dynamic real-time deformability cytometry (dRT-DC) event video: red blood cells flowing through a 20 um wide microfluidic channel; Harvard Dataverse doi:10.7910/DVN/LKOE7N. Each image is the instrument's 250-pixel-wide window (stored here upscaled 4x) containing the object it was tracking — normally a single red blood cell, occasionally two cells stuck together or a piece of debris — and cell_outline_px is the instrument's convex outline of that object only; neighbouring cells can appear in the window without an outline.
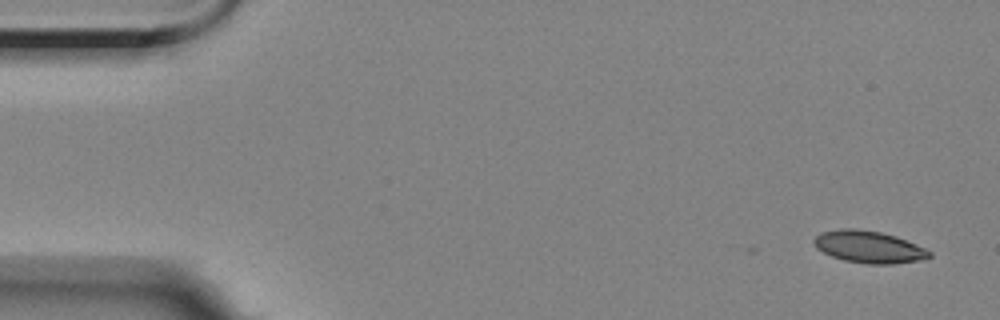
{"species": "Egyptian fruit bat (a non-hibernating species)", "species_latin": "Rousettus aegyptiacus", "temperature_condition": "room temperature", "stored_images_in_passage": 5, "segment_of_instrument_passage": [2, 2], "camera_frame_rate_fps": 3000, "um_per_image_px": 0.085, "animal": {"sex": "female"}, "frame": {"image": 1, "passage_image": 5, "time_ms": 4.667, "image_size_px": [1000, 320], "cell_outline_px": [[932, 256], [920, 260], [892, 264], [868, 264], [844, 260], [832, 256], [816, 248], [812, 244], [812, 240], [820, 232], [840, 228], [856, 228], [880, 232], [896, 236], [924, 248], [932, 252]], "centroid_in_image_um": [73.81, 20.98], "position_along_channel_um": 11.2, "area_um2": 21.62}}